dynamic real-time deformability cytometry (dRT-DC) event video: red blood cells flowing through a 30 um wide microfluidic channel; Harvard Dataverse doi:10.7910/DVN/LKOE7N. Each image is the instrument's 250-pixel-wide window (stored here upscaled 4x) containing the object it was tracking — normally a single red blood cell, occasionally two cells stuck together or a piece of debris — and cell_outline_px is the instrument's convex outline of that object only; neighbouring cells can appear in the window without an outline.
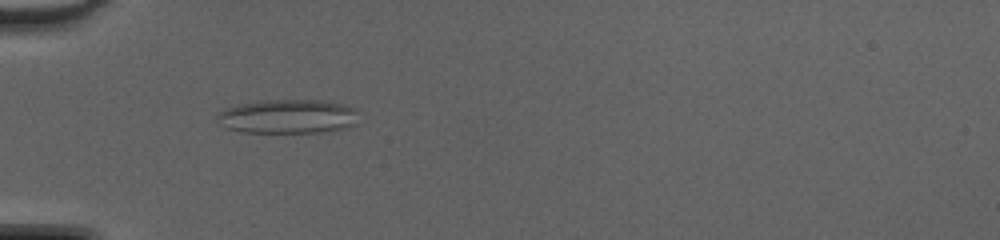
{"species": "common noctule bat (a hibernating species)", "species_latin": "Nyctalus noctula", "temperature_condition": "cold", "stored_images_in_passage": 49, "camera_frame_rate_fps": 3000, "um_per_image_px": 0.085, "animal": {"sex": "female", "body_mass_g": 20.0, "forearm_length_mm": 54.0}, "frame": {"image": 1, "passage_image": 17, "time_ms": 5.333, "image_size_px": [1000, 240], "cell_outline_px": [[356, 112], [352, 124], [340, 128], [324, 132], [240, 132], [224, 128], [220, 124], [216, 116], [216, 112], [224, 108], [236, 104], [256, 100], [320, 100], [344, 104], [356, 108]], "centroid_in_image_um": [24.33, 9.88], "position_along_channel_um": 60.7, "area_um2": 28.21}}
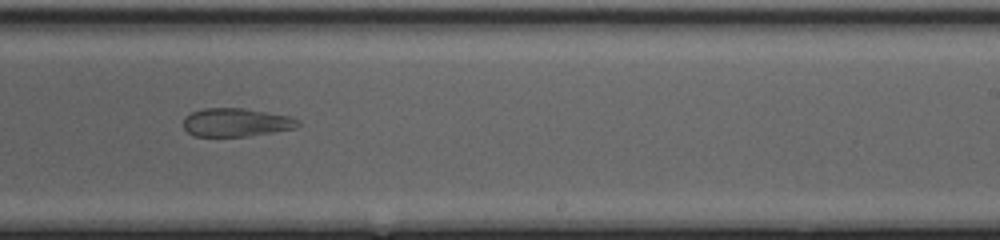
{"frame": {"image": 2, "passage_image": 32, "time_ms": 10.333, "image_size_px": [1000, 240], "cell_outline_px": [[300, 124], [296, 128], [248, 136], [192, 136], [184, 128], [184, 116], [192, 112], [204, 108], [244, 108], [288, 116], [300, 120]], "centroid_in_image_um": [20.05, 10.4], "position_along_channel_um": 268.9, "area_um2": 18.9}}
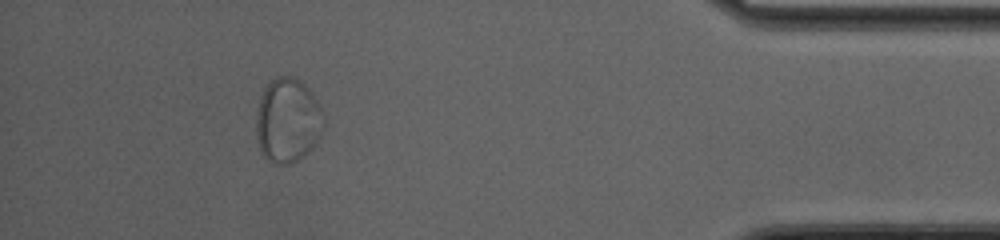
{"frame": {"image": 3, "passage_image": 45, "time_ms": 14.667, "image_size_px": [1000, 240], "cell_outline_px": [[324, 128], [320, 136], [312, 148], [304, 156], [292, 164], [272, 164], [260, 152], [256, 136], [256, 112], [260, 96], [264, 88], [276, 76], [292, 76], [300, 80], [308, 88], [324, 112]], "centroid_in_image_um": [24.45, 10.26], "position_along_channel_um": 410.8, "area_um2": 33.76}, "authors_computed_cell_mechanics": {"area_um2": 28.611, "velocity_mm_per_s": 4.3076, "shape_relaxation_time_tau1_ms": null, "shape_relaxation_time_tau2_ms": 0.7125, "deformation_change_tau1": null, "deformation_change_tau2": 0.0603}}